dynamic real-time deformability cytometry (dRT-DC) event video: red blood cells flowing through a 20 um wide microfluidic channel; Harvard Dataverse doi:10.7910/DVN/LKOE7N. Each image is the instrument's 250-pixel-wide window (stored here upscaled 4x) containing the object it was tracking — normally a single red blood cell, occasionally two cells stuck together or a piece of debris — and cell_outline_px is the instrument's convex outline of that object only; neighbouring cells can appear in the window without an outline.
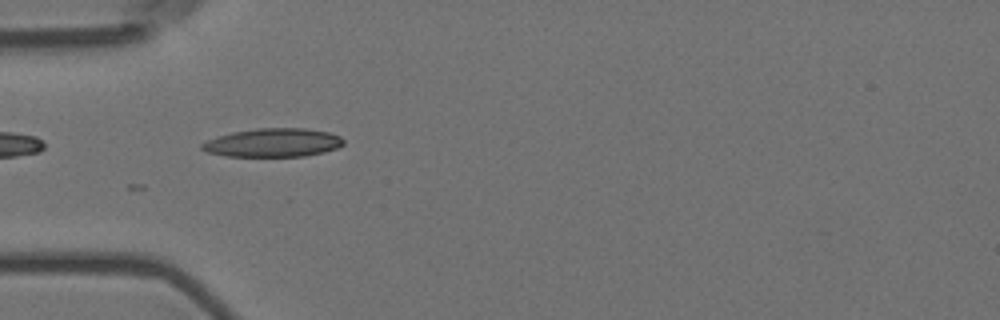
{"species": "Egyptian fruit bat (a non-hibernating species)", "species_latin": "Rousettus aegyptiacus", "temperature_condition": "room temperature", "stored_images_in_passage": 2, "camera_frame_rate_fps": 3000, "um_per_image_px": 0.085, "animal": {"sex": "female"}, "frame": {"image": 1, "passage_image": 2, "time_ms": 0.333, "image_size_px": [1000, 320], "cell_outline_px": [[344, 144], [336, 148], [324, 152], [304, 156], [224, 156], [208, 152], [200, 148], [200, 144], [216, 136], [232, 132], [256, 128], [304, 128], [328, 132], [340, 136], [344, 140]], "centroid_in_image_um": [23.19, 12.12], "position_along_channel_um": 61.8, "area_um2": 23.58}}